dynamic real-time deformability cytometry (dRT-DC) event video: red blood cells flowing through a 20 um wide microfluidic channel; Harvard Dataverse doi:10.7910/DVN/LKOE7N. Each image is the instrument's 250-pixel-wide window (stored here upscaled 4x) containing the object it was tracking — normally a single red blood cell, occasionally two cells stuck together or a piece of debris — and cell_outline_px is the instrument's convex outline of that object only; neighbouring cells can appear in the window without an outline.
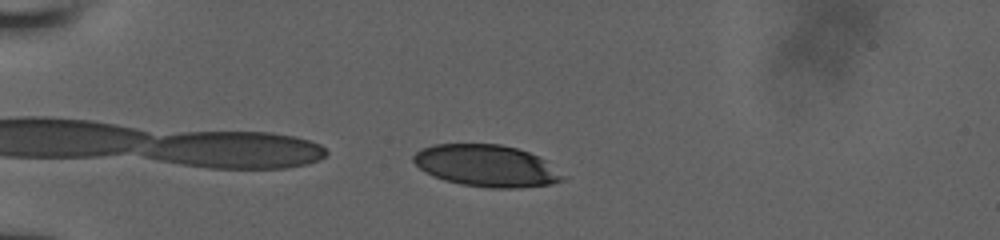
{"species": "human", "species_latin": "Homo sapiens", "temperature_condition": "room temperature", "stored_images_in_passage": 38, "camera_frame_rate_fps": 3000, "um_per_image_px": 0.085, "donor": {"sex": "male"}, "frame": {"image": 1, "passage_image": 2, "time_ms": 0.333, "image_size_px": [1000, 240], "cell_outline_px": [[568, 176], [564, 180], [552, 184], [520, 188], [488, 188], [460, 184], [444, 180], [432, 176], [424, 172], [412, 160], [412, 156], [420, 148], [432, 144], [500, 144], [516, 148], [528, 152], [544, 160]], "centroid_in_image_um": [41.34, 14.1], "position_along_channel_um": 43.7, "area_um2": 36.7}}
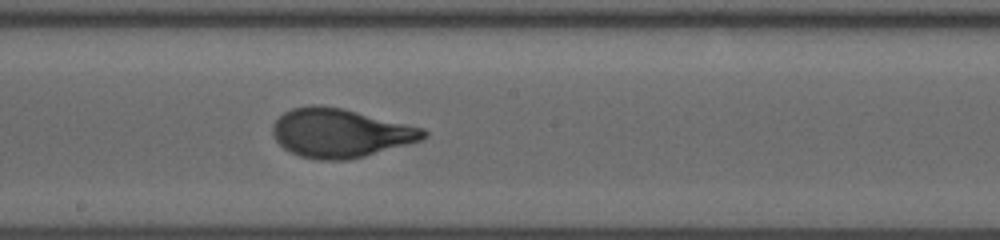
{"frame": {"image": 2, "passage_image": 19, "time_ms": 6.0, "image_size_px": [1000, 240], "cell_outline_px": [[428, 136], [420, 140], [364, 156], [348, 160], [320, 160], [300, 156], [284, 148], [272, 136], [272, 124], [284, 112], [292, 108], [308, 104], [320, 104], [344, 108], [424, 128], [428, 132]], "centroid_in_image_um": [28.9, 11.28], "position_along_channel_um": 219.3, "area_um2": 43.0}}
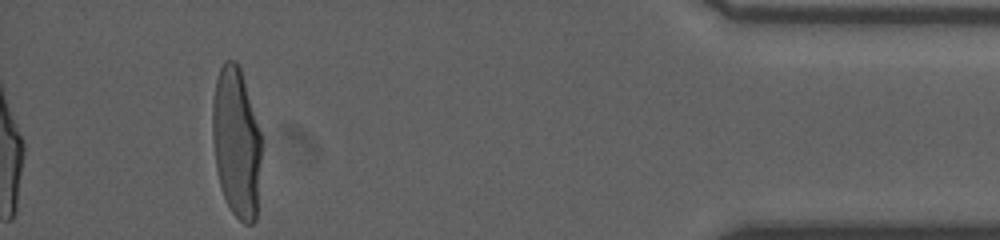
{"frame": {"image": 3, "passage_image": 38, "time_ms": 12.333, "image_size_px": [1000, 240], "cell_outline_px": [[260, 160], [256, 220], [252, 224], [244, 224], [232, 212], [224, 196], [220, 184], [216, 168], [212, 140], [212, 104], [216, 80], [220, 68], [224, 60], [236, 60], [240, 68], [260, 132]], "centroid_in_image_um": [20.07, 12.1], "position_along_channel_um": 415.1, "area_um2": 42.43}, "authors_computed_cell_mechanics": {"area_um2": 42.0495, "velocity_mm_per_s": 3.9146, "shape_relaxation_time_tau1_ms": 3.8188, "shape_relaxation_time_tau2_ms": null, "deformation_change_tau1": 0.1999, "deformation_change_tau2": null}}